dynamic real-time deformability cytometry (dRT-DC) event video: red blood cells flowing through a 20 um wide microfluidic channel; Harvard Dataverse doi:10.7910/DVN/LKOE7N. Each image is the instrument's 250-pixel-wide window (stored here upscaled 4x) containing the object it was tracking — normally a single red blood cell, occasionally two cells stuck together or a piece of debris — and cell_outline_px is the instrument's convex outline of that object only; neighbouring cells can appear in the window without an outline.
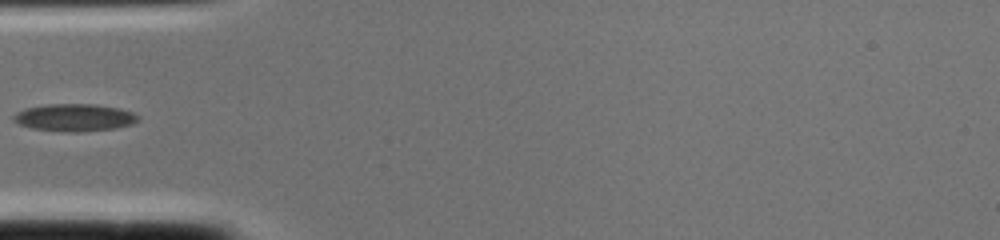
{"species": "common noctule bat (a hibernating species)", "species_latin": "Nyctalus noctula", "temperature_condition": "cold", "stored_images_in_passage": 2, "camera_frame_rate_fps": 3000, "um_per_image_px": 0.085, "animal": {"sex": "female", "body_mass_g": 22.0, "forearm_length_mm": 56.7}, "frame": {"image": 1, "passage_image": 2, "time_ms": 0.333, "image_size_px": [1000, 240], "cell_outline_px": [[140, 120], [132, 124], [116, 128], [76, 132], [64, 132], [32, 128], [20, 124], [12, 120], [12, 116], [16, 112], [24, 108], [44, 104], [96, 104], [120, 108], [132, 112], [140, 116]], "centroid_in_image_um": [6.33, 9.98], "position_along_channel_um": 78.7, "area_um2": 20.11}}